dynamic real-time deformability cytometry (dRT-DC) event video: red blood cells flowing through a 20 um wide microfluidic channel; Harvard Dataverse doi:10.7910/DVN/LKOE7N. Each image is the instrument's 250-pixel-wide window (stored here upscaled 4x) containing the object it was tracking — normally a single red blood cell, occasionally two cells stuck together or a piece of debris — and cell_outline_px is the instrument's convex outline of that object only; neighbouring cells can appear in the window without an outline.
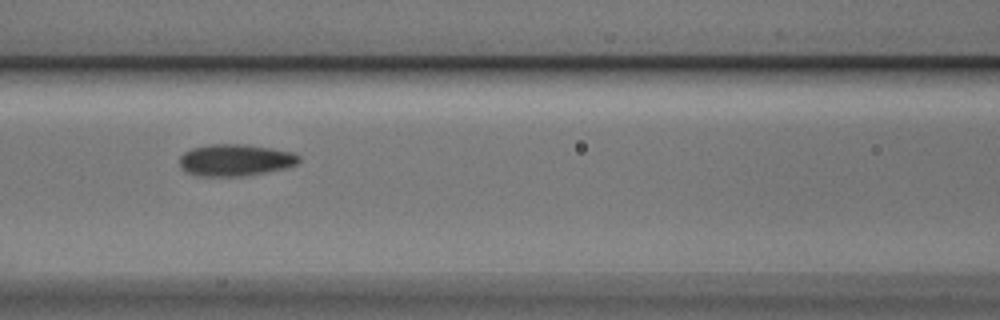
{"species": "Egyptian fruit bat (a non-hibernating species)", "species_latin": "Rousettus aegyptiacus", "temperature_condition": "cold", "stored_images_in_passage": 8, "camera_frame_rate_fps": 3000, "um_per_image_px": 0.085, "animal": {"sex": "male"}, "frame": {"image": 1, "passage_image": 3, "time_ms": 0.667, "image_size_px": [1000, 320], "cell_outline_px": [[300, 160], [296, 164], [284, 168], [244, 176], [196, 176], [180, 168], [180, 156], [184, 152], [192, 148], [212, 144], [244, 144], [272, 148], [296, 152], [300, 156]], "centroid_in_image_um": [20.0, 13.6], "position_along_channel_um": 146.6, "area_um2": 22.2}}
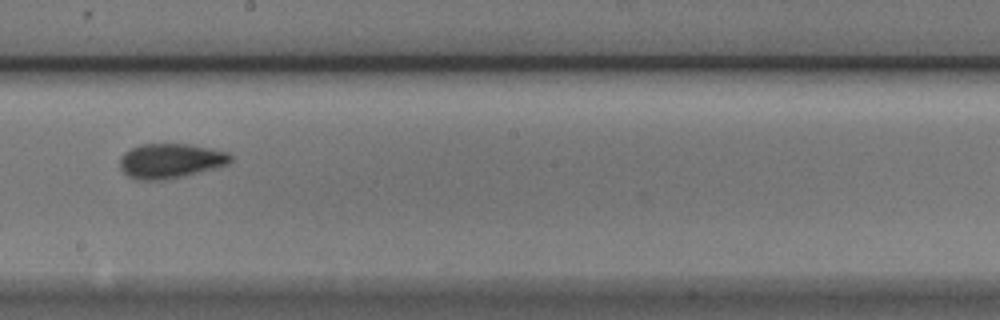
{"frame": {"image": 2, "passage_image": 5, "time_ms": 1.333, "image_size_px": [1000, 320], "cell_outline_px": [[232, 160], [228, 164], [184, 176], [164, 180], [140, 180], [128, 176], [120, 168], [120, 156], [124, 152], [140, 144], [192, 144], [212, 148], [228, 152], [232, 156]], "centroid_in_image_um": [14.49, 13.66], "position_along_channel_um": 233.7, "area_um2": 22.48}}
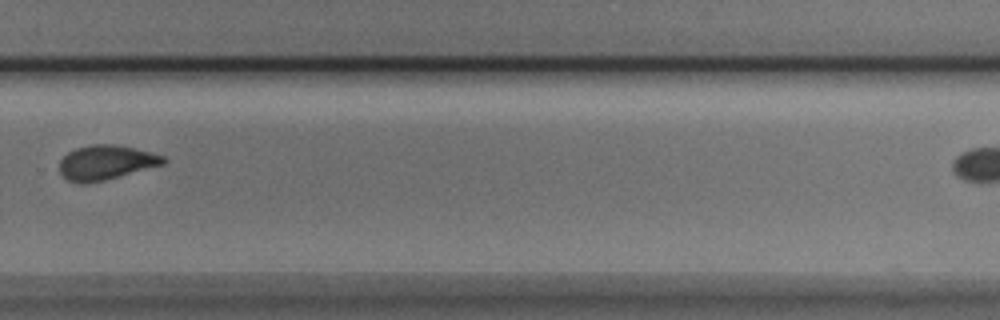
{"frame": {"image": 3, "passage_image": 7, "time_ms": 2.0, "image_size_px": [1000, 320], "cell_outline_px": [[168, 160], [164, 164], [104, 180], [80, 184], [68, 180], [60, 172], [60, 160], [68, 152], [76, 148], [92, 144], [112, 144], [132, 148], [164, 156]], "centroid_in_image_um": [8.99, 13.81], "position_along_channel_um": 320.8, "area_um2": 20.58}}